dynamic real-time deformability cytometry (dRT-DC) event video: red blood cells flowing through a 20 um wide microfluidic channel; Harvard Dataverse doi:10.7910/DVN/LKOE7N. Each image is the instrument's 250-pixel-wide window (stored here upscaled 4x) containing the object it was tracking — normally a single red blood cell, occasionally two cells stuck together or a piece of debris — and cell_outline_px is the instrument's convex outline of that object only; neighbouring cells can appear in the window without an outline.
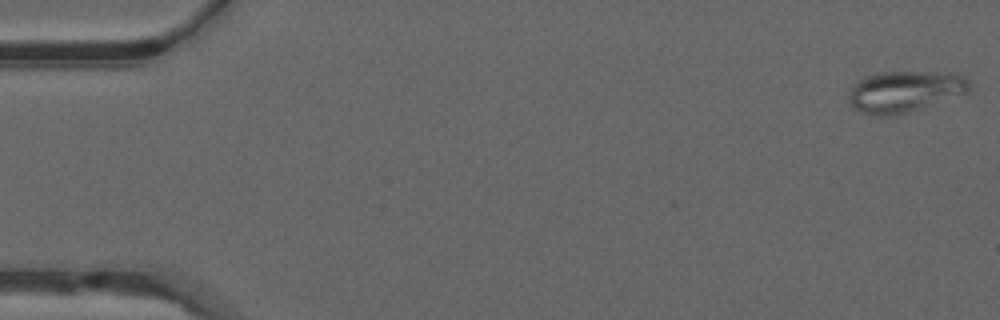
{"species": "common noctule bat (a hibernating species)", "species_latin": "Nyctalus noctula", "temperature_condition": "warm", "stored_images_in_passage": 51, "camera_frame_rate_fps": 3000, "um_per_image_px": 0.085, "animal": {"sex": "male", "forearm_length_mm": 52.5}, "frame": {"image": 1, "passage_image": 1, "time_ms": 0.0, "image_size_px": [1000, 320], "cell_outline_px": [[968, 92], [908, 112], [892, 116], [876, 116], [860, 112], [848, 100], [848, 96], [856, 80], [864, 76], [880, 72], [956, 72], [964, 76], [968, 80]], "centroid_in_image_um": [76.87, 7.76], "position_along_channel_um": 8.1, "area_um2": 28.96}}
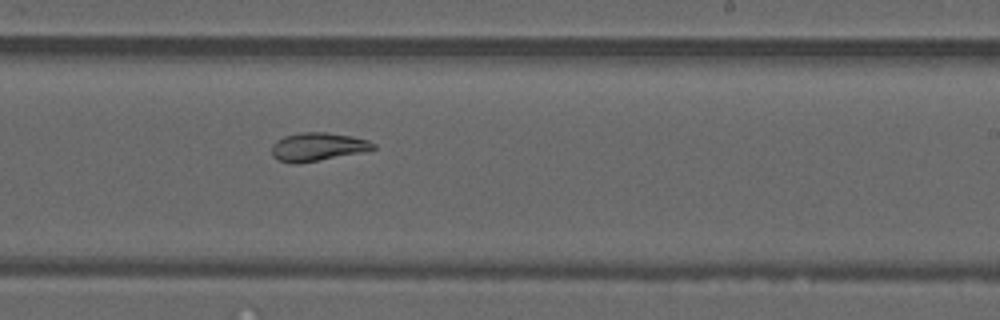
{"frame": {"image": 2, "passage_image": 31, "time_ms": 10.0, "image_size_px": [1000, 320], "cell_outline_px": [[376, 148], [296, 164], [292, 164], [280, 160], [272, 156], [272, 144], [276, 140], [284, 136], [304, 132], [328, 132], [352, 136], [368, 140], [376, 144]], "centroid_in_image_um": [26.95, 12.45], "position_along_channel_um": 262.1, "area_um2": 16.36}}
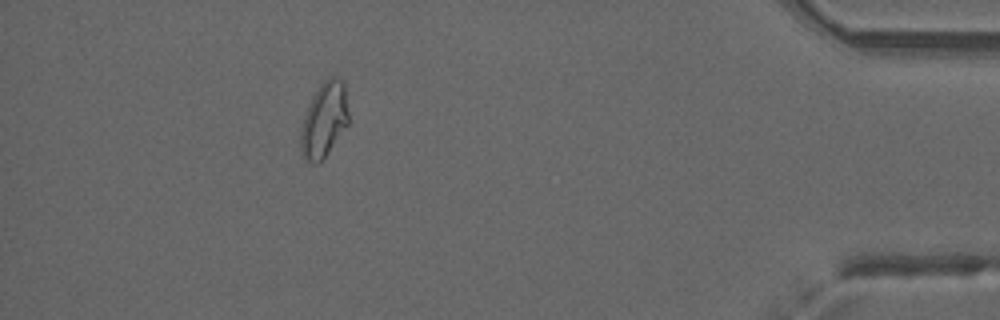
{"frame": {"image": 3, "passage_image": 46, "time_ms": 15.0, "image_size_px": [1000, 320], "cell_outline_px": [[348, 124], [324, 156], [316, 164], [312, 164], [304, 160], [300, 148], [300, 128], [308, 104], [312, 96], [320, 84], [328, 76], [340, 76], [344, 80], [348, 112]], "centroid_in_image_um": [27.53, 10.14], "position_along_channel_um": 407.7, "area_um2": 21.04}, "authors_computed_cell_mechanics": {"area_um2": 20.2878, "velocity_mm_per_s": 3.9944, "shape_relaxation_time_tau1_ms": null, "shape_relaxation_time_tau2_ms": 1.7211, "deformation_change_tau1": null, "deformation_change_tau2": 0.0685}}